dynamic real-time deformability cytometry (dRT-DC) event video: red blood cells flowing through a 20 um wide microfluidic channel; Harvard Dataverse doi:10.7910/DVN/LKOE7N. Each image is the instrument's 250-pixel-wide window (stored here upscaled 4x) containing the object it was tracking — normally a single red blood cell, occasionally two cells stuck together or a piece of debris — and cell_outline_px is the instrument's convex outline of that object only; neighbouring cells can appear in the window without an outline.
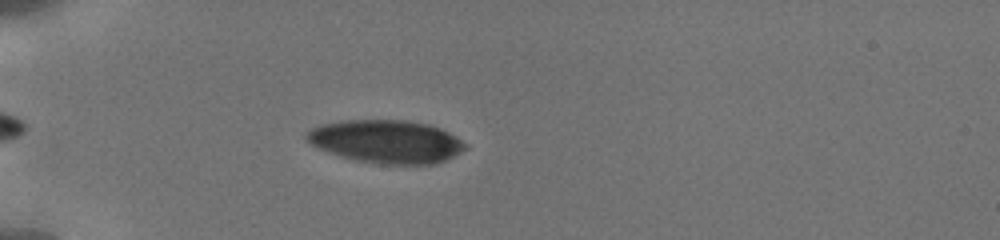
{"species": "human", "species_latin": "Homo sapiens", "temperature_condition": "cold", "stored_images_in_passage": 66, "camera_frame_rate_fps": 3000, "um_per_image_px": 0.085, "donor": {"sex": "male"}, "frame": {"image": 1, "passage_image": 1, "time_ms": 0.0, "image_size_px": [1000, 240], "cell_outline_px": [[468, 148], [436, 164], [376, 164], [356, 160], [340, 156], [328, 152], [312, 144], [304, 136], [312, 128], [320, 124], [340, 120], [408, 120], [428, 124], [440, 128], [456, 136], [468, 144]], "centroid_in_image_um": [32.85, 12.02], "position_along_channel_um": 52.1, "area_um2": 39.94}}
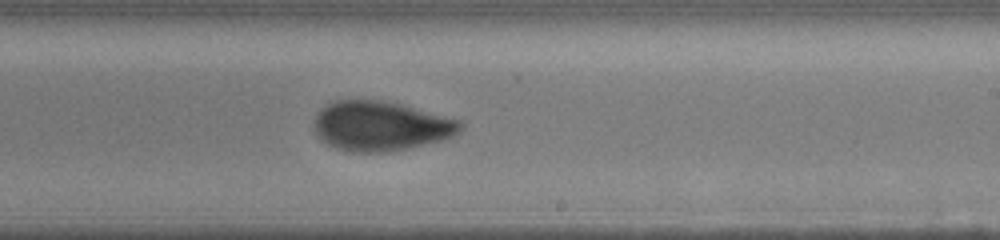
{"frame": {"image": 2, "passage_image": 33, "time_ms": 6.0, "image_size_px": [1000, 240], "cell_outline_px": [[464, 128], [460, 132], [452, 136], [440, 140], [408, 148], [384, 152], [352, 152], [336, 148], [320, 140], [316, 132], [316, 116], [320, 108], [324, 104], [336, 100], [384, 100], [400, 104], [460, 120], [464, 124]], "centroid_in_image_um": [32.36, 10.7], "position_along_channel_um": 256.6, "area_um2": 42.14}}
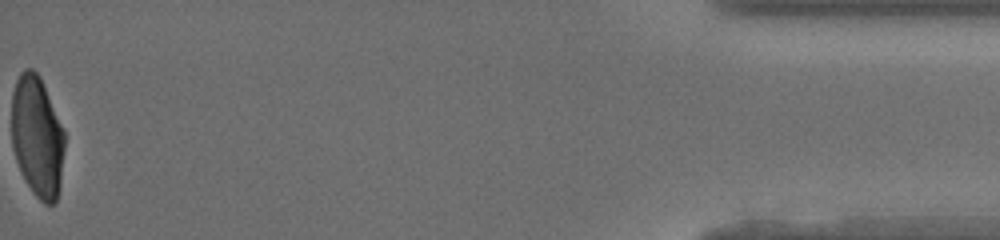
{"frame": {"image": 3, "passage_image": 66, "time_ms": 12.667, "image_size_px": [1000, 240], "cell_outline_px": [[64, 148], [60, 188], [56, 200], [52, 204], [44, 204], [32, 192], [24, 180], [20, 172], [12, 148], [12, 92], [16, 80], [20, 72], [24, 68], [32, 68], [40, 76], [64, 128]], "centroid_in_image_um": [3.16, 11.6], "position_along_channel_um": 432.0, "area_um2": 37.86}, "authors_computed_cell_mechanics": {"area_um2": 41.3559, "velocity_mm_per_s": 3.841, "shape_relaxation_time_tau1_ms": 5.3614, "shape_relaxation_time_tau2_ms": 1.5362, "deformation_change_tau1": 0.1729, "deformation_change_tau2": 0.0645}}